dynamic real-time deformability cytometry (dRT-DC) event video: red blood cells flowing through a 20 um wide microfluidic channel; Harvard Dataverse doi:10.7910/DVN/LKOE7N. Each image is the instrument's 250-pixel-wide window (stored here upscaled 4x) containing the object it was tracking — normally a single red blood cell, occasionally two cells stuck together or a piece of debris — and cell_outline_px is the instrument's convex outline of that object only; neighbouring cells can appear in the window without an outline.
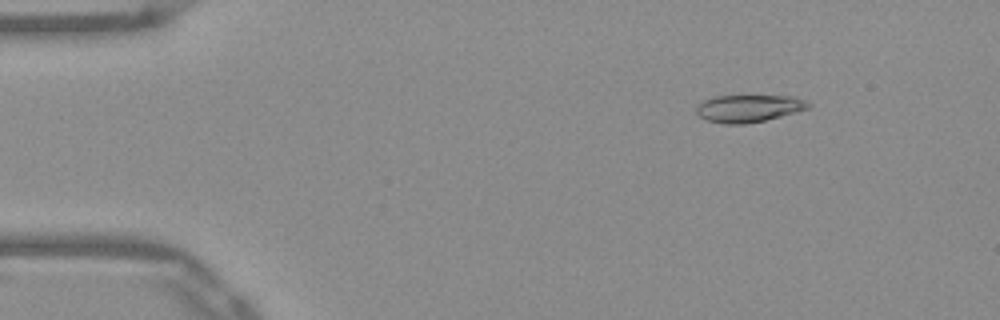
{"species": "Egyptian fruit bat (a non-hibernating species)", "species_latin": "Rousettus aegyptiacus", "temperature_condition": "warm", "stored_images_in_passage": 52, "camera_frame_rate_fps": 3000, "um_per_image_px": 0.085, "frame": {"image": 1, "passage_image": 7, "time_ms": 2.0, "image_size_px": [1000, 320], "cell_outline_px": [[812, 104], [808, 108], [780, 116], [764, 120], [744, 124], [724, 124], [708, 120], [700, 116], [696, 112], [696, 108], [704, 100], [716, 96], [792, 96], [804, 100]], "centroid_in_image_um": [63.63, 9.21], "position_along_channel_um": 21.4, "area_um2": 17.51}}
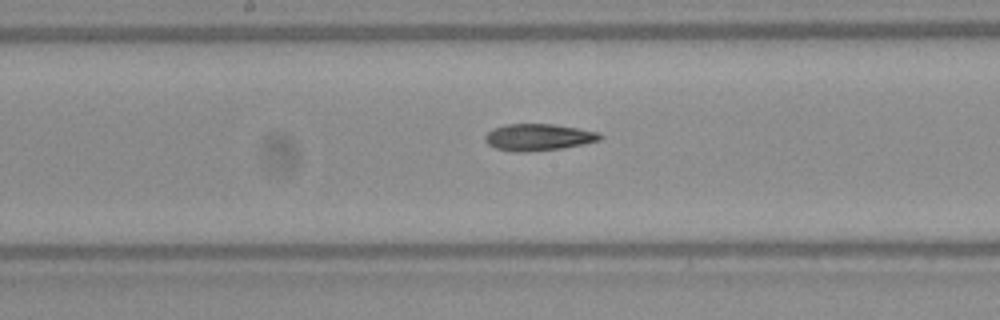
{"frame": {"image": 2, "passage_image": 27, "time_ms": 8.667, "image_size_px": [1000, 320], "cell_outline_px": [[604, 136], [600, 140], [560, 148], [524, 152], [516, 152], [496, 148], [488, 144], [484, 140], [484, 136], [492, 128], [504, 124], [552, 124], [600, 132]], "centroid_in_image_um": [45.73, 11.65], "position_along_channel_um": 202.5, "area_um2": 17.8}}
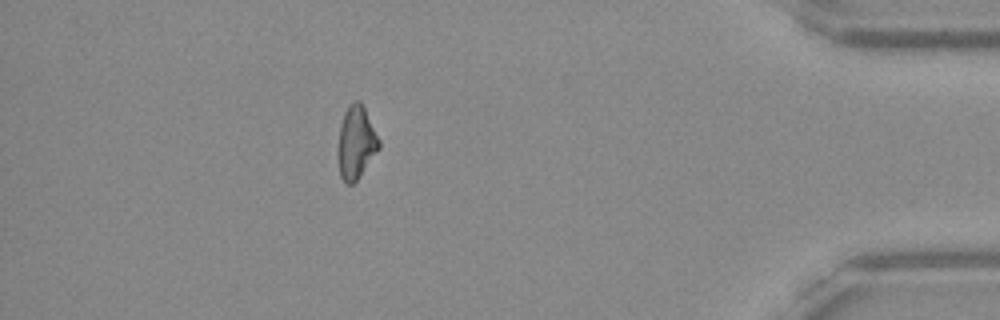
{"frame": {"image": 3, "passage_image": 46, "time_ms": 15.0, "image_size_px": [1000, 320], "cell_outline_px": [[380, 148], [360, 176], [352, 184], [344, 184], [340, 176], [336, 152], [340, 128], [344, 112], [348, 104], [352, 100], [360, 100], [380, 140]], "centroid_in_image_um": [30.24, 12.13], "position_along_channel_um": 405.0, "area_um2": 17.69}, "authors_computed_cell_mechanics": {"area_um2": 17.8602, "velocity_mm_per_s": 3.9492, "shape_relaxation_time_tau1_ms": null, "shape_relaxation_time_tau2_ms": 4.8433, "deformation_change_tau1": null, "deformation_change_tau2": 0.1334}}